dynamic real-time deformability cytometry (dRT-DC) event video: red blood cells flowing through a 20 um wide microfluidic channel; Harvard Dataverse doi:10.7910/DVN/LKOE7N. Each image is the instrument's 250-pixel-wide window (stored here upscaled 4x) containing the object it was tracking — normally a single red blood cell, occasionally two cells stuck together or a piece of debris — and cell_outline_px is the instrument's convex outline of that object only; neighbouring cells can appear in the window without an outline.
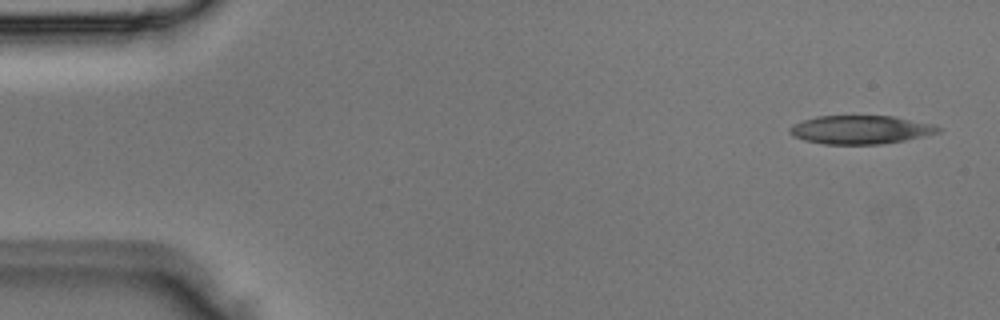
{"species": "Egyptian fruit bat (a non-hibernating species)", "species_latin": "Rousettus aegyptiacus", "temperature_condition": "room temperature", "stored_images_in_passage": 4, "camera_frame_rate_fps": 3000, "um_per_image_px": 0.085, "animal": {"sex": "male"}, "frame": {"image": 1, "passage_image": 1, "time_ms": 0.0, "image_size_px": [1000, 320], "cell_outline_px": [[940, 132], [904, 140], [884, 144], [824, 144], [804, 140], [792, 136], [788, 132], [788, 128], [804, 120], [816, 116], [892, 116], [936, 124], [940, 128]], "centroid_in_image_um": [73.14, 11.02], "position_along_channel_um": 11.9, "area_um2": 24.62}}
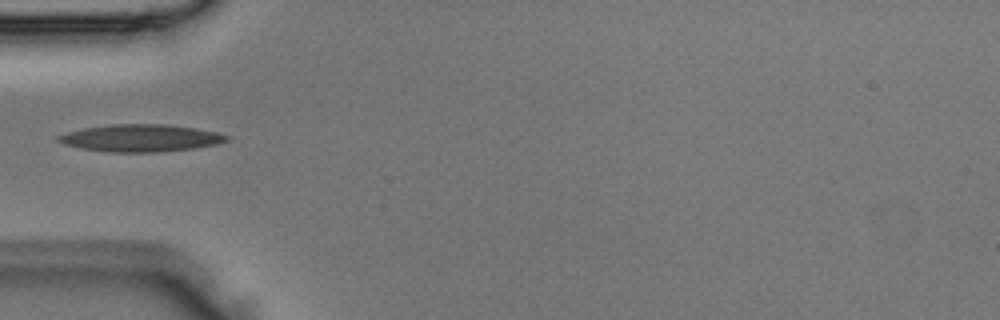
{"frame": {"image": 2, "passage_image": 4, "time_ms": 1.0, "image_size_px": [1000, 320], "cell_outline_px": [[232, 136], [228, 140], [216, 144], [192, 148], [156, 152], [112, 152], [84, 148], [64, 144], [56, 140], [56, 136], [68, 132], [84, 128], [112, 124], [164, 124], [192, 128], [216, 132]], "centroid_in_image_um": [11.96, 11.73], "position_along_channel_um": 73.0, "area_um2": 26.36}}